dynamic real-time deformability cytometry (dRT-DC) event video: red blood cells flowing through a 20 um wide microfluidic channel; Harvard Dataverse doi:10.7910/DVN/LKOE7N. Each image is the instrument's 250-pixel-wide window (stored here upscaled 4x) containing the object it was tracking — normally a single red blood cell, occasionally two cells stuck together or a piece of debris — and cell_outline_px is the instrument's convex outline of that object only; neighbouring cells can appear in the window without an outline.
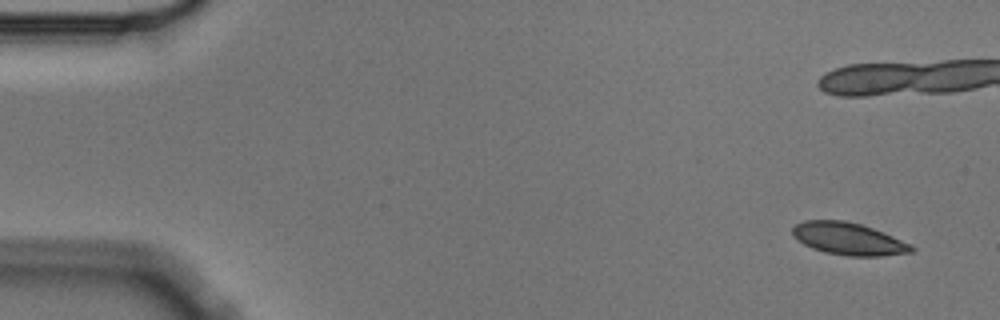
{"species": "Egyptian fruit bat (a non-hibernating species)", "species_latin": "Rousettus aegyptiacus", "temperature_condition": "cold", "stored_images_in_passage": 6, "camera_frame_rate_fps": 3000, "um_per_image_px": 0.085, "animal": {"sex": "male"}, "frame": {"image": 1, "passage_image": 1, "time_ms": 0.0, "image_size_px": [1000, 320], "cell_outline_px": [[916, 248], [912, 252], [880, 256], [848, 256], [824, 252], [812, 248], [804, 244], [792, 236], [792, 228], [796, 224], [804, 220], [844, 220], [860, 224], [872, 228], [912, 244]], "centroid_in_image_um": [72.11, 20.3], "position_along_channel_um": 12.9, "area_um2": 22.37}}